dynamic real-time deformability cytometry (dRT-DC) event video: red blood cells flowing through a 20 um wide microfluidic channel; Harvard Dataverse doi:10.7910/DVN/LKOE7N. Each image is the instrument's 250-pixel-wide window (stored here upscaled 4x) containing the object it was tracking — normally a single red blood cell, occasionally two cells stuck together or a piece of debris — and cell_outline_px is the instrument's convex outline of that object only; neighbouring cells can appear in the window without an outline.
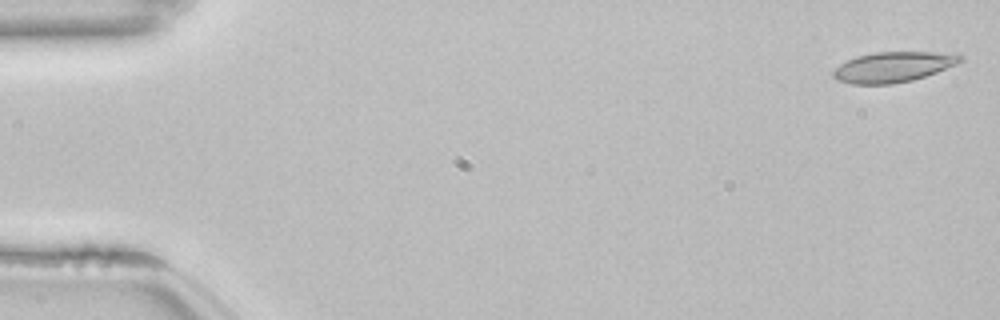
{"species": "common noctule bat (a hibernating species)", "species_latin": "Nyctalus noctula", "temperature_condition": "room temperature", "stored_images_in_passage": 53, "camera_frame_rate_fps": 3000, "um_per_image_px": 0.085, "animal": {"sex": "female", "body_mass_g": 22.7, "forearm_length_mm": 54.2}, "frame": {"image": 1, "passage_image": 1, "time_ms": 0.0, "image_size_px": [1000, 320], "cell_outline_px": [[964, 60], [956, 64], [936, 72], [912, 80], [892, 84], [852, 84], [836, 80], [832, 76], [832, 72], [840, 64], [856, 56], [876, 52], [960, 52], [964, 56]], "centroid_in_image_um": [75.97, 5.68], "position_along_channel_um": 9.0, "area_um2": 22.66}}
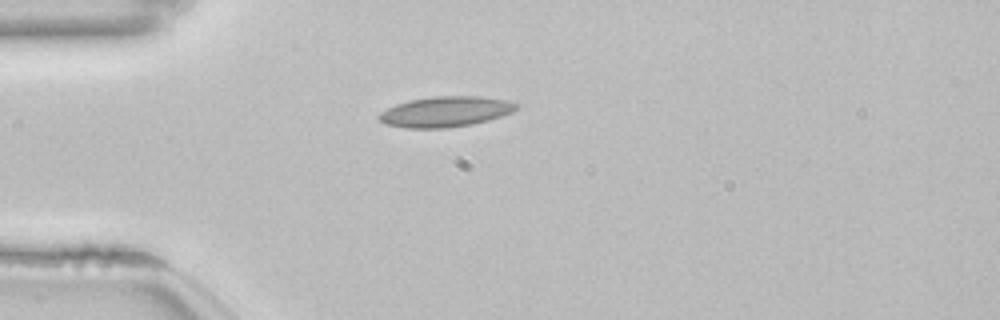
{"frame": {"image": 2, "passage_image": 14, "time_ms": 4.333, "image_size_px": [1000, 320], "cell_outline_px": [[520, 108], [512, 112], [488, 120], [472, 124], [444, 128], [404, 128], [384, 124], [376, 116], [380, 112], [396, 104], [408, 100], [436, 96], [480, 96], [508, 100], [520, 104]], "centroid_in_image_um": [37.87, 9.49], "position_along_channel_um": 47.1, "area_um2": 24.57}}
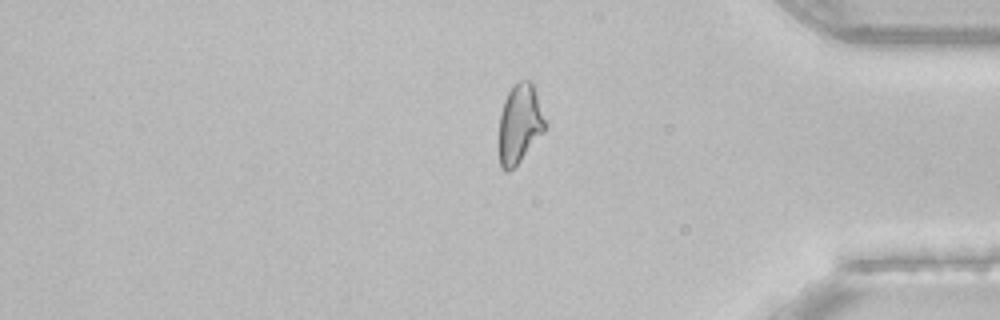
{"frame": {"image": 3, "passage_image": 44, "time_ms": 14.333, "image_size_px": [1000, 320], "cell_outline_px": [[548, 124], [544, 132], [520, 160], [508, 172], [504, 172], [500, 164], [496, 148], [496, 140], [500, 112], [504, 100], [508, 92], [520, 80], [532, 80]], "centroid_in_image_um": [44.13, 10.54], "position_along_channel_um": 391.1, "area_um2": 22.08}, "authors_computed_cell_mechanics": {"area_um2": 22.253, "velocity_mm_per_s": 3.8395, "shape_relaxation_time_tau1_ms": 7.6343, "shape_relaxation_time_tau2_ms": 1.8058, "deformation_change_tau1": 0.1589, "deformation_change_tau2": 0.0688}}